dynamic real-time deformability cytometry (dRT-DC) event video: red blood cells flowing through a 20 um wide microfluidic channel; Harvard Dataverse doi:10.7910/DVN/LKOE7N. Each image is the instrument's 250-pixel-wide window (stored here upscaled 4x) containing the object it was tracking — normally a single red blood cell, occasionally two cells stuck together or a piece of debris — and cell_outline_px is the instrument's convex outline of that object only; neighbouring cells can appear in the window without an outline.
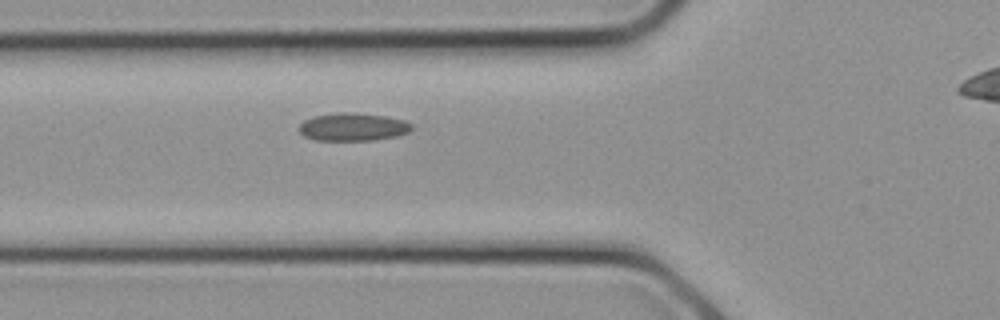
{"species": "common noctule bat (a hibernating species)", "species_latin": "Nyctalus noctula", "temperature_condition": "cold", "stored_images_in_passage": 8, "camera_frame_rate_fps": 3000, "um_per_image_px": 0.085, "animal": {"sex": "female", "body_mass_g": 21.9}, "frame": {"image": 1, "passage_image": 8, "time_ms": 2.333, "image_size_px": [1000, 320], "cell_outline_px": [[412, 128], [408, 132], [396, 136], [376, 140], [316, 140], [304, 136], [300, 132], [300, 124], [304, 120], [312, 116], [384, 116], [404, 120], [412, 124]], "centroid_in_image_um": [30.03, 10.86], "position_along_channel_um": 95.8, "area_um2": 17.05}}